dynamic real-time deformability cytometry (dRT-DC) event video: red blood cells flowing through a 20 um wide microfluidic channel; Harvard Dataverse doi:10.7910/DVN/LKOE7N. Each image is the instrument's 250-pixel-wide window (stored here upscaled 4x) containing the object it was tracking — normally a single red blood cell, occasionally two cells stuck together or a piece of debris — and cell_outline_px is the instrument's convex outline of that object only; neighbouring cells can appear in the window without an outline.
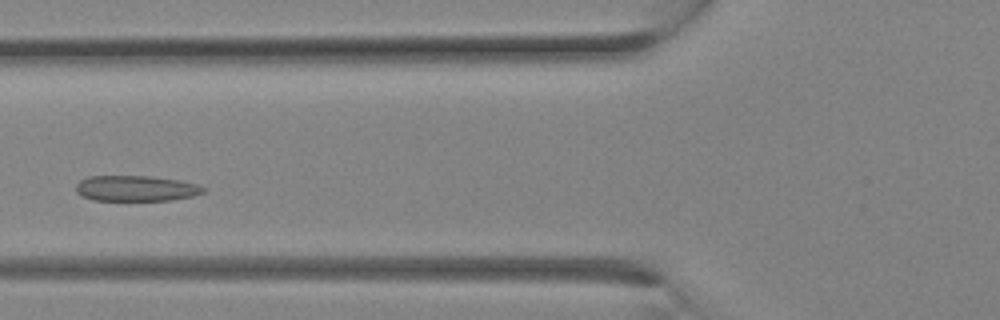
{"species": "Egyptian fruit bat (a non-hibernating species)", "species_latin": "Rousettus aegyptiacus", "temperature_condition": "room temperature", "stored_images_in_passage": 14, "camera_frame_rate_fps": 3000, "um_per_image_px": 0.085, "animal": {"sex": "female"}, "frame": {"image": 1, "passage_image": 6, "time_ms": 1.667, "image_size_px": [1000, 320], "cell_outline_px": [[208, 192], [192, 196], [172, 200], [92, 200], [80, 196], [76, 192], [76, 184], [80, 180], [88, 176], [148, 176], [180, 180], [200, 184], [208, 188]], "centroid_in_image_um": [11.61, 16.01], "position_along_channel_um": 114.2, "area_um2": 19.36}}
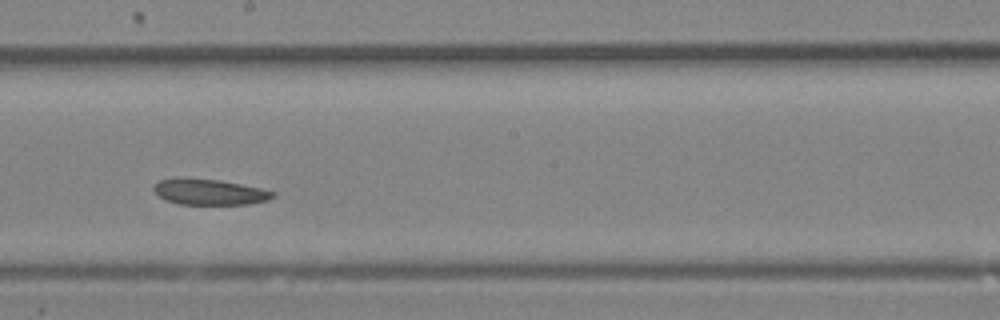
{"frame": {"image": 2, "passage_image": 11, "time_ms": 3.333, "image_size_px": [1000, 320], "cell_outline_px": [[276, 196], [268, 200], [248, 204], [180, 204], [156, 196], [152, 188], [152, 184], [156, 180], [220, 180], [260, 188], [276, 192]], "centroid_in_image_um": [17.82, 16.34], "position_along_channel_um": 230.4, "area_um2": 17.46}}
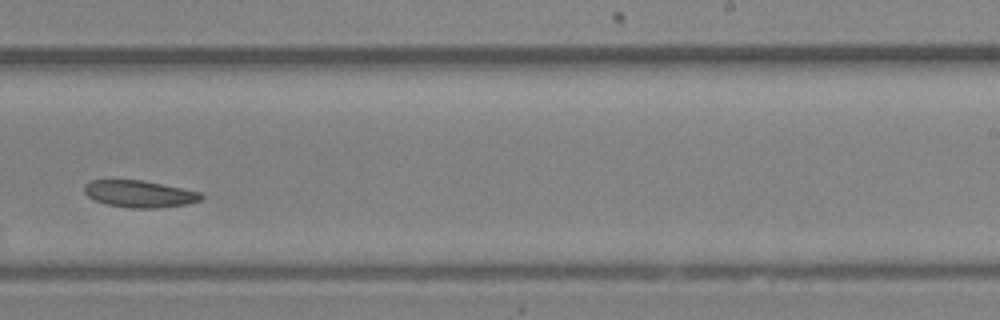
{"frame": {"image": 3, "passage_image": 13, "time_ms": 4.0, "image_size_px": [1000, 320], "cell_outline_px": [[204, 196], [200, 200], [188, 204], [156, 208], [132, 208], [108, 204], [96, 200], [88, 196], [84, 192], [84, 184], [88, 180], [140, 180], [200, 192]], "centroid_in_image_um": [11.83, 16.48], "position_along_channel_um": 277.2, "area_um2": 18.09}}